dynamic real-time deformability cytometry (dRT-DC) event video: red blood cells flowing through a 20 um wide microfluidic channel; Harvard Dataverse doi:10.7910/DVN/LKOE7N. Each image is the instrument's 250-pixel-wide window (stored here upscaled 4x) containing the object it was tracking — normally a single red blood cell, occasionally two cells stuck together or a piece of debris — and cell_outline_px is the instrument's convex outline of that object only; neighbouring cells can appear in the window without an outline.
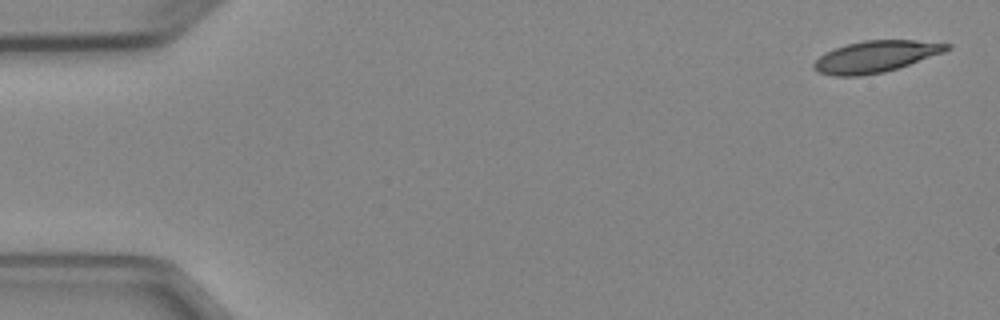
{"species": "Egyptian fruit bat (a non-hibernating species)", "species_latin": "Rousettus aegyptiacus", "temperature_condition": "cold", "stored_images_in_passage": 6, "camera_frame_rate_fps": 3000, "um_per_image_px": 0.085, "animal": {"sex": "female"}, "frame": {"image": 1, "passage_image": 1, "time_ms": 0.0, "image_size_px": [1000, 320], "cell_outline_px": [[952, 48], [944, 52], [884, 72], [860, 76], [836, 76], [816, 72], [812, 68], [812, 64], [824, 52], [848, 44], [864, 40], [916, 40], [952, 44]], "centroid_in_image_um": [74.4, 4.81], "position_along_channel_um": 10.6, "area_um2": 24.33}}
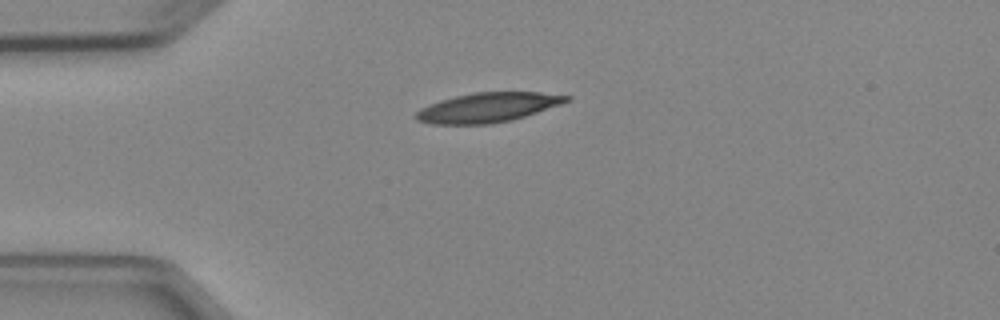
{"frame": {"image": 2, "passage_image": 4, "time_ms": 3.667, "image_size_px": [1000, 320], "cell_outline_px": [[572, 100], [512, 120], [488, 124], [432, 124], [416, 120], [412, 116], [420, 108], [440, 100], [456, 96], [476, 92], [540, 92], [572, 96]], "centroid_in_image_um": [41.44, 9.13], "position_along_channel_um": 43.6, "area_um2": 25.84}}